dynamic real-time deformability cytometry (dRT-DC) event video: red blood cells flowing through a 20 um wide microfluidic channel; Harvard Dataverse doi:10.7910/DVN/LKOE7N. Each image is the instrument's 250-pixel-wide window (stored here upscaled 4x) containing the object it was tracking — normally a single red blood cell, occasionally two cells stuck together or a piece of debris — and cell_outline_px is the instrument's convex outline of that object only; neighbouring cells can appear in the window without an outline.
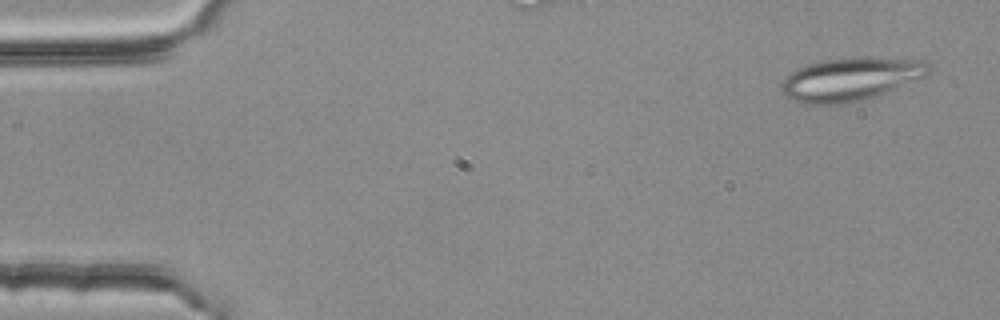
{"species": "common noctule bat (a hibernating species)", "species_latin": "Nyctalus noctula", "temperature_condition": "room temperature", "stored_images_in_passage": 4, "camera_frame_rate_fps": 3000, "um_per_image_px": 0.085, "animal": {"sex": "female", "body_mass_g": 25.1}, "frame": {"image": 1, "passage_image": 4, "time_ms": 1.0, "image_size_px": [1000, 320], "cell_outline_px": [[932, 64], [928, 76], [868, 100], [844, 104], [800, 104], [792, 100], [780, 88], [780, 84], [784, 76], [796, 68], [808, 64], [824, 60], [856, 56], [868, 56], [928, 60]], "centroid_in_image_um": [72.37, 6.71], "position_along_channel_um": 12.6, "area_um2": 38.32}}